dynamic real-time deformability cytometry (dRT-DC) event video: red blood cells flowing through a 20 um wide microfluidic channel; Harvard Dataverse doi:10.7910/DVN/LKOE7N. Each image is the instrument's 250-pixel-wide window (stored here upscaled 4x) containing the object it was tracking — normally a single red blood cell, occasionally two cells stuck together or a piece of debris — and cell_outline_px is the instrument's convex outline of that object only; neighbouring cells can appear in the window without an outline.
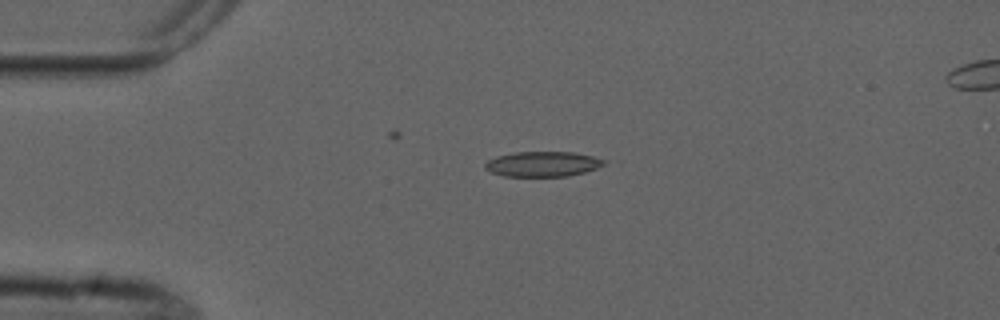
{"species": "common noctule bat (a hibernating species)", "species_latin": "Nyctalus noctula", "temperature_condition": "cold", "stored_images_in_passage": 5, "camera_frame_rate_fps": 3000, "um_per_image_px": 0.085, "animal": {"sex": "male", "forearm_length_mm": 52.5}, "frame": {"image": 1, "passage_image": 3, "time_ms": 2.333, "image_size_px": [1000, 320], "cell_outline_px": [[608, 160], [604, 164], [596, 168], [584, 172], [568, 176], [504, 176], [492, 172], [484, 168], [484, 164], [488, 160], [496, 156], [516, 152], [572, 152], [592, 156]], "centroid_in_image_um": [46.12, 13.94], "position_along_channel_um": 38.9, "area_um2": 17.34}}